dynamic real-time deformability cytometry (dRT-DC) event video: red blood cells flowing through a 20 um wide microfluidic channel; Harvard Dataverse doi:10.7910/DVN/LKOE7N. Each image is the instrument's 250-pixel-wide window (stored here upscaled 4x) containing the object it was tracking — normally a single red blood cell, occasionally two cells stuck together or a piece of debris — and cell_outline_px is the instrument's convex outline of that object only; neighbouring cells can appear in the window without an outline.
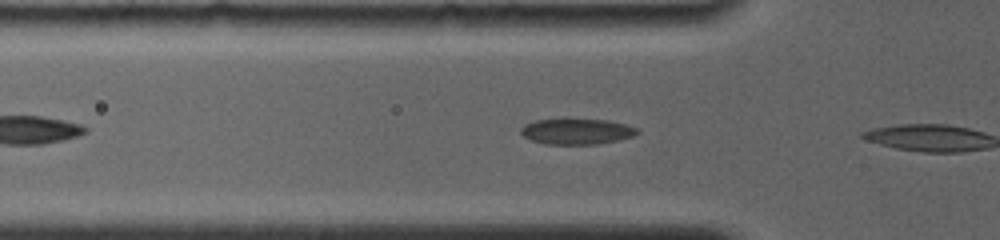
{"species": "common noctule bat (a hibernating species)", "species_latin": "Nyctalus noctula", "temperature_condition": "room temperature", "stored_images_in_passage": 4, "camera_frame_rate_fps": 4000, "um_per_image_px": 0.085, "animal": {"sex": "female", "body_mass_g": 19.0, "forearm_length_mm": 56.7}, "frame": {"image": 1, "passage_image": 3, "time_ms": 0.5, "image_size_px": [1000, 240], "cell_outline_px": [[640, 132], [632, 136], [616, 140], [596, 144], [544, 144], [532, 140], [524, 136], [520, 132], [520, 128], [524, 124], [536, 120], [560, 116], [564, 116], [608, 120], [628, 124], [636, 128]], "centroid_in_image_um": [48.97, 11.11], "position_along_channel_um": 76.8, "area_um2": 18.26}}